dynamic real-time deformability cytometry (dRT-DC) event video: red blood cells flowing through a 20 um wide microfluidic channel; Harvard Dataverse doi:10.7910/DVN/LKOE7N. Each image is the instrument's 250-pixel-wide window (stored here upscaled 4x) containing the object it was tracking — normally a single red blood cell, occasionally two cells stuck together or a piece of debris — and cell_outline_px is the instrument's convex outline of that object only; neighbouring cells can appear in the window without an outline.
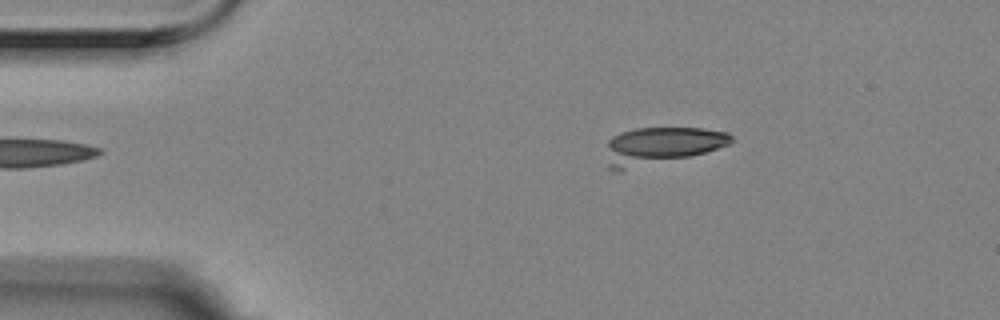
{"species": "Egyptian fruit bat (a non-hibernating species)", "species_latin": "Rousettus aegyptiacus", "temperature_condition": "room temperature", "stored_images_in_passage": 6, "camera_frame_rate_fps": 3000, "um_per_image_px": 0.085, "animal": {"sex": "female"}, "frame": {"image": 1, "passage_image": 6, "time_ms": 1.667, "image_size_px": [1000, 320], "cell_outline_px": [[732, 140], [728, 144], [704, 152], [688, 156], [620, 172], [608, 168], [608, 140], [612, 136], [620, 132], [636, 128], [700, 128], [728, 132], [732, 136]], "centroid_in_image_um": [56.14, 12.38], "position_along_channel_um": 28.9, "area_um2": 26.76}}